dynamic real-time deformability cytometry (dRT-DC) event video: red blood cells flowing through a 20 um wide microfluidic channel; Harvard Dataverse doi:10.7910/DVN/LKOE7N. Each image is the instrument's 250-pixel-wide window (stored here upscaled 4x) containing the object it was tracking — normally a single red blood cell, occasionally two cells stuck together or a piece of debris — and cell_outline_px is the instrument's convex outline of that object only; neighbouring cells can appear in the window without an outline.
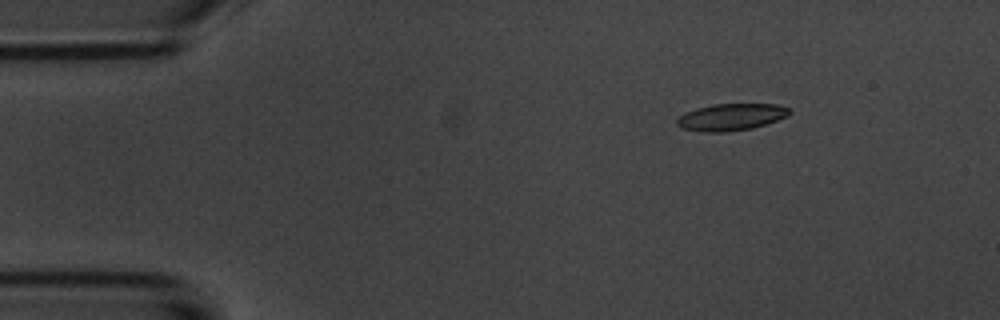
{"species": "common noctule bat (a hibernating species)", "species_latin": "Nyctalus noctula", "temperature_condition": "room temperature", "stored_images_in_passage": 5, "camera_frame_rate_fps": 3000, "um_per_image_px": 0.085, "animal": {"sex": "male", "body_mass_g": 20.1, "forearm_length_mm": 53.5}, "frame": {"image": 1, "passage_image": 3, "time_ms": 2.333, "image_size_px": [1000, 320], "cell_outline_px": [[792, 112], [788, 116], [752, 128], [724, 132], [704, 132], [680, 128], [676, 124], [676, 120], [684, 112], [696, 108], [712, 104], [776, 104], [792, 108]], "centroid_in_image_um": [62.13, 9.94], "position_along_channel_um": 22.9, "area_um2": 17.74}}